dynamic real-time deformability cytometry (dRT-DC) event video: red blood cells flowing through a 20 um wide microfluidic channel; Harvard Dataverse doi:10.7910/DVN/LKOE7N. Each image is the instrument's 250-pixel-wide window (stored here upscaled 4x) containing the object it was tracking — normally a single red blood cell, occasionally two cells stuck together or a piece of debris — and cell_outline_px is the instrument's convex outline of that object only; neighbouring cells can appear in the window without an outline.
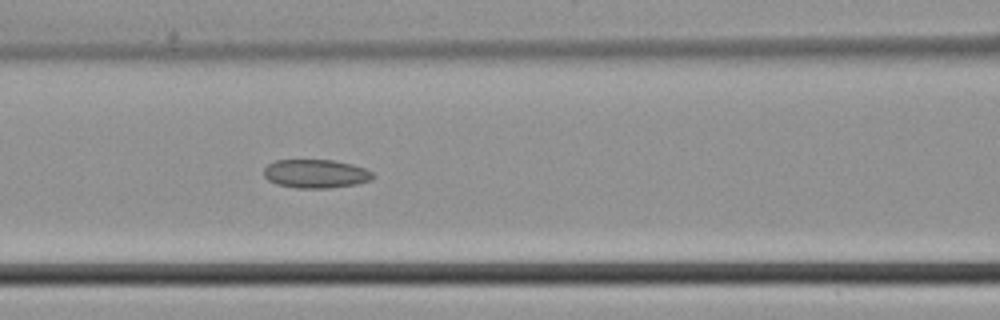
{"species": "common noctule bat (a hibernating species)", "species_latin": "Nyctalus noctula", "temperature_condition": "cold", "stored_images_in_passage": 31, "camera_frame_rate_fps": 3000, "um_per_image_px": 0.085, "animal": {"sex": "male", "body_mass_g": 21.5, "forearm_length_mm": 52.0}, "frame": {"image": 1, "passage_image": 9, "time_ms": 2.667, "image_size_px": [1000, 320], "cell_outline_px": [[376, 176], [372, 180], [356, 184], [328, 188], [296, 188], [276, 184], [268, 180], [264, 176], [264, 168], [268, 164], [276, 160], [332, 160], [352, 164], [364, 168], [372, 172]], "centroid_in_image_um": [26.84, 14.77], "position_along_channel_um": 139.8, "area_um2": 18.26}}
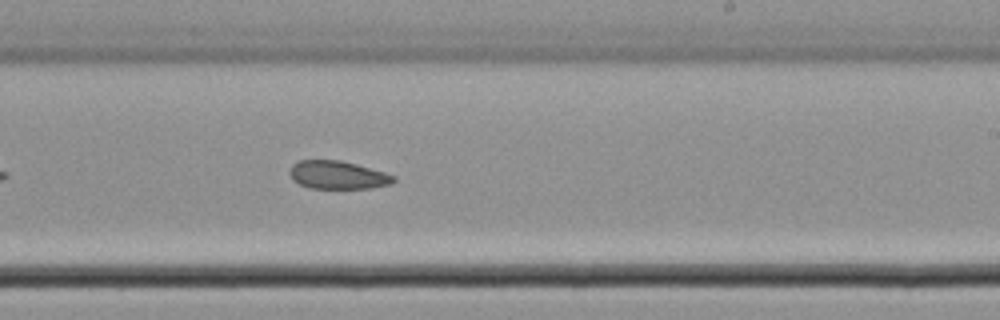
{"frame": {"image": 2, "passage_image": 17, "time_ms": 5.333, "image_size_px": [1000, 320], "cell_outline_px": [[396, 180], [392, 184], [372, 188], [308, 188], [292, 180], [288, 172], [292, 164], [300, 160], [340, 160], [356, 164], [384, 172], [396, 176]], "centroid_in_image_um": [28.7, 14.88], "position_along_channel_um": 260.3, "area_um2": 17.17}}
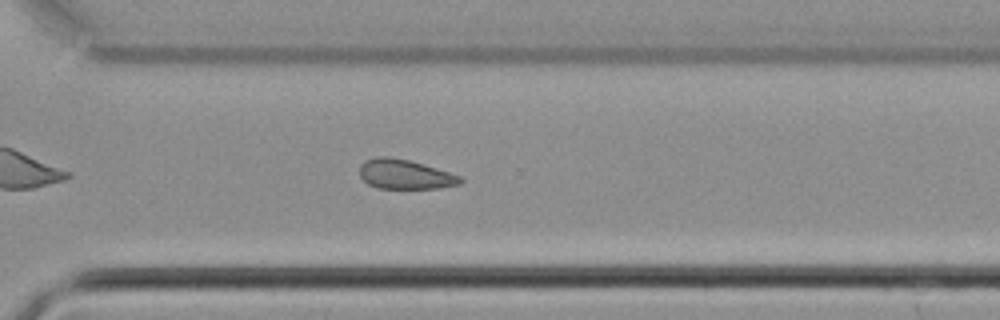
{"frame": {"image": 3, "passage_image": 22, "time_ms": 7.0, "image_size_px": [1000, 320], "cell_outline_px": [[464, 180], [460, 184], [440, 188], [380, 188], [368, 184], [360, 176], [360, 164], [364, 160], [376, 156], [388, 156], [408, 160], [424, 164], [460, 176]], "centroid_in_image_um": [34.4, 14.81], "position_along_channel_um": 336.2, "area_um2": 17.34}}